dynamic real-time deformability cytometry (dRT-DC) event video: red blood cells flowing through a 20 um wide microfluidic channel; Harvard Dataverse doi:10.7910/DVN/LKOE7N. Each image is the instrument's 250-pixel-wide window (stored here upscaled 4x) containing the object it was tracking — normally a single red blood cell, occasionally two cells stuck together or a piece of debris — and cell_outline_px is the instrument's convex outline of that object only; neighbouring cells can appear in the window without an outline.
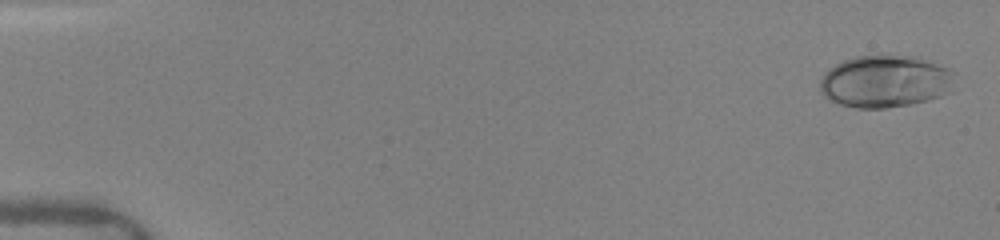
{"species": "human", "species_latin": "Homo sapiens", "temperature_condition": "warm", "stored_images_in_passage": 45, "camera_frame_rate_fps": 3000, "um_per_image_px": 0.085, "donor": {"sex": "female"}, "frame": {"image": 1, "passage_image": 1, "time_ms": 0.0, "image_size_px": [1000, 240], "cell_outline_px": [[956, 72], [952, 92], [928, 100], [912, 104], [884, 108], [856, 108], [840, 104], [824, 96], [820, 92], [820, 80], [824, 72], [828, 68], [844, 60], [856, 56], [916, 56], [948, 68]], "centroid_in_image_um": [75.27, 6.92], "position_along_channel_um": 9.7, "area_um2": 41.33}}
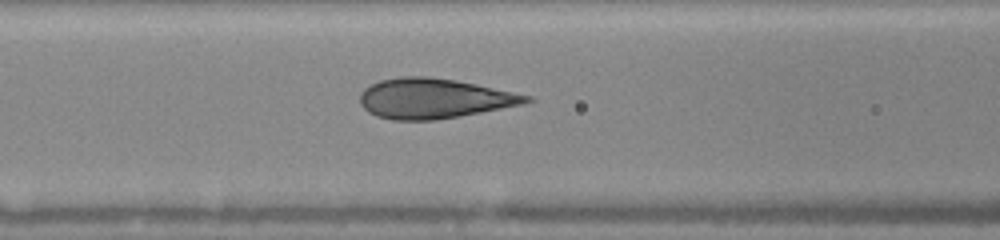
{"frame": {"image": 2, "passage_image": 37, "time_ms": 6.667, "image_size_px": [1000, 240], "cell_outline_px": [[536, 100], [524, 104], [480, 112], [432, 120], [392, 120], [376, 116], [368, 112], [360, 104], [360, 92], [364, 88], [380, 80], [400, 76], [428, 76], [456, 80], [476, 84], [532, 96]], "centroid_in_image_um": [36.87, 8.36], "position_along_channel_um": 129.7, "area_um2": 38.73}}
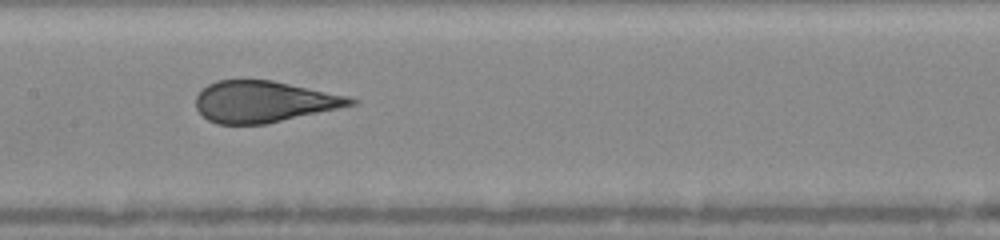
{"frame": {"image": 3, "passage_image": 44, "time_ms": 8.0, "image_size_px": [1000, 240], "cell_outline_px": [[360, 100], [356, 104], [264, 124], [216, 124], [208, 120], [196, 108], [196, 96], [208, 84], [216, 80], [272, 80], [348, 96]], "centroid_in_image_um": [22.41, 8.63], "position_along_channel_um": 185.0, "area_um2": 36.93}}